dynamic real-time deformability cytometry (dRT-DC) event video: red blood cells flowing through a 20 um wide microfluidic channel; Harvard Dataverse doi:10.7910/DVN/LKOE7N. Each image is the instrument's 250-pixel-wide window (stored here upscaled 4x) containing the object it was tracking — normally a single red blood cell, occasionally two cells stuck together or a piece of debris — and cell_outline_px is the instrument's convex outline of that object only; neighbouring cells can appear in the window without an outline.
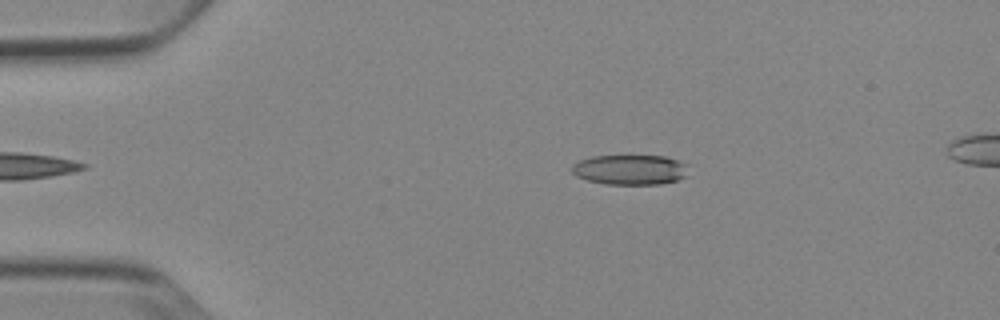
{"species": "Egyptian fruit bat (a non-hibernating species)", "species_latin": "Rousettus aegyptiacus", "temperature_condition": "cold", "stored_images_in_passage": 38, "camera_frame_rate_fps": 3000, "um_per_image_px": 0.085, "animal": {"sex": "female"}, "frame": {"image": 1, "passage_image": 3, "time_ms": 0.667, "image_size_px": [1000, 320], "cell_outline_px": [[688, 176], [676, 180], [660, 184], [604, 184], [588, 180], [576, 176], [572, 172], [572, 164], [580, 160], [592, 156], [664, 156], [688, 164]], "centroid_in_image_um": [53.57, 14.43], "position_along_channel_um": 31.4, "area_um2": 20.46}}
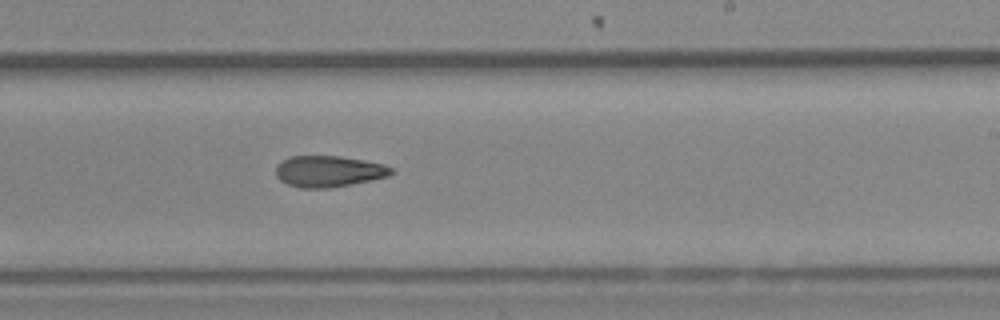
{"frame": {"image": 2, "passage_image": 25, "time_ms": 8.0, "image_size_px": [1000, 320], "cell_outline_px": [[396, 172], [388, 176], [372, 180], [352, 184], [328, 188], [300, 188], [288, 184], [280, 180], [276, 176], [276, 164], [292, 156], [340, 156], [384, 164], [392, 168]], "centroid_in_image_um": [27.95, 14.57], "position_along_channel_um": 261.1, "area_um2": 21.04}}
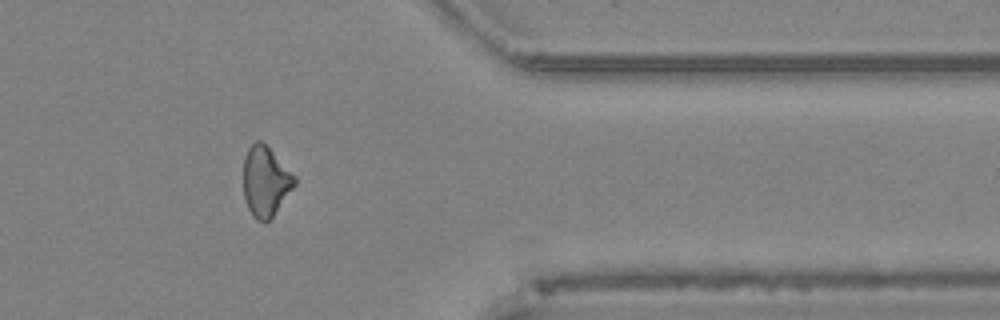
{"frame": {"image": 3, "passage_image": 36, "time_ms": 11.667, "image_size_px": [1000, 320], "cell_outline_px": [[296, 184], [272, 220], [256, 220], [252, 216], [244, 200], [244, 156], [248, 148], [256, 140], [260, 140], [296, 176]], "centroid_in_image_um": [22.58, 15.46], "position_along_channel_um": 388.8, "area_um2": 20.92}}